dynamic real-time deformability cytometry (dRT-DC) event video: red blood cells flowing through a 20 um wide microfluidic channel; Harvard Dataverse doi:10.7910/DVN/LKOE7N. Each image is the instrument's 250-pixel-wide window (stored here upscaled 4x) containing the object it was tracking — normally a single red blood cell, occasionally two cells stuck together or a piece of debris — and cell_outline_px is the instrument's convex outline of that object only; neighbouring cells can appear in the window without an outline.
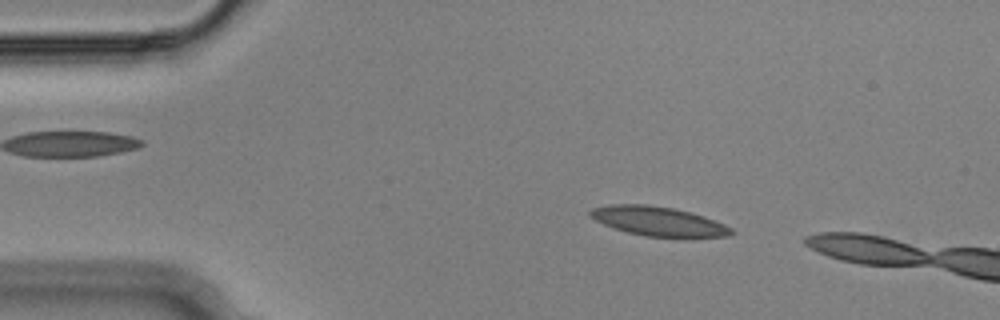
{"species": "Egyptian fruit bat (a non-hibernating species)", "species_latin": "Rousettus aegyptiacus", "temperature_condition": "cold", "stored_images_in_passage": 14, "camera_frame_rate_fps": 3000, "um_per_image_px": 0.085, "animal": {"sex": "male"}, "frame": {"image": 1, "passage_image": 8, "time_ms": 2.333, "image_size_px": [1000, 320], "cell_outline_px": [[736, 232], [728, 236], [692, 240], [680, 240], [644, 236], [628, 232], [604, 224], [588, 216], [588, 212], [592, 208], [608, 204], [648, 204], [672, 208], [692, 212], [704, 216], [724, 224], [732, 228]], "centroid_in_image_um": [56.06, 18.86], "position_along_channel_um": 28.9, "area_um2": 25.2}}